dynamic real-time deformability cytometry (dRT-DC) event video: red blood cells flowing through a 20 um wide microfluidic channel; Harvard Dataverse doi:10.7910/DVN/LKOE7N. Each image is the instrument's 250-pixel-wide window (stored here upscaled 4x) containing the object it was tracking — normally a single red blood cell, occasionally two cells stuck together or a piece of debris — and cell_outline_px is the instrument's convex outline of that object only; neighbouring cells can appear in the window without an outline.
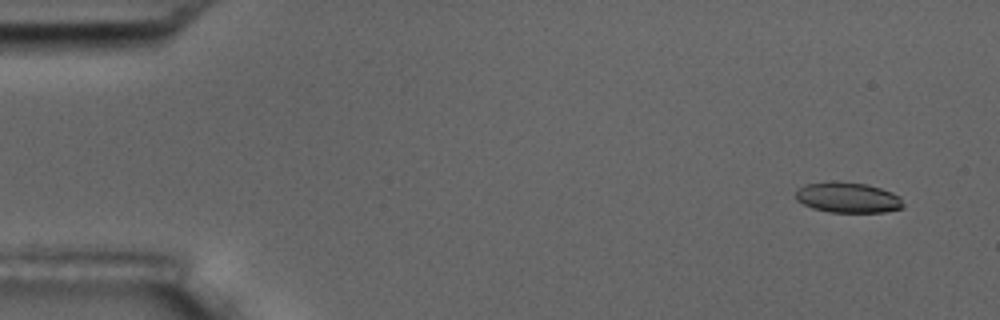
{"species": "common noctule bat (a hibernating species)", "species_latin": "Nyctalus noctula", "temperature_condition": "room temperature", "stored_images_in_passage": 5, "camera_frame_rate_fps": 3000, "um_per_image_px": 0.085, "animal": {"sex": "male", "body_mass_g": 17.5, "forearm_length_mm": 52.3}, "frame": {"image": 1, "passage_image": 1, "time_ms": 0.0, "image_size_px": [1000, 320], "cell_outline_px": [[904, 208], [884, 212], [828, 212], [812, 208], [796, 200], [796, 188], [804, 184], [832, 180], [868, 184], [892, 192], [900, 196], [904, 204]], "centroid_in_image_um": [72.05, 16.78], "position_along_channel_um": 12.9, "area_um2": 19.48}}